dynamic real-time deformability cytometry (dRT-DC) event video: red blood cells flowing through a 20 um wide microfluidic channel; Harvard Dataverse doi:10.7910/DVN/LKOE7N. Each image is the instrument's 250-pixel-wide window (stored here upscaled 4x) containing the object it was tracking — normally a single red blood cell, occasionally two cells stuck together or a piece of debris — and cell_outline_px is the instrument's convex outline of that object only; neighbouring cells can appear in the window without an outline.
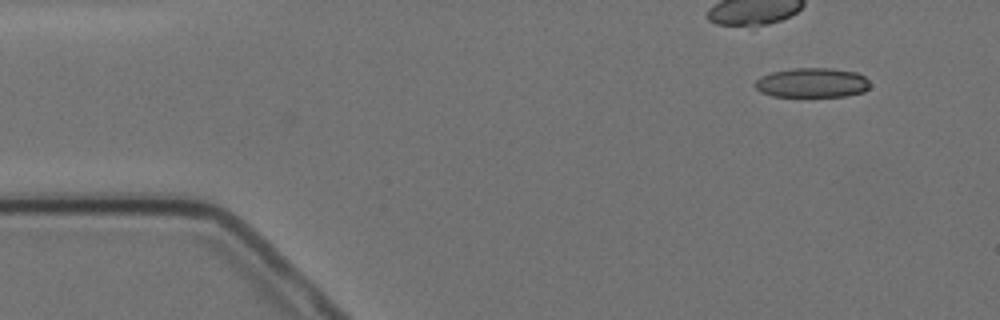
{"species": "Egyptian fruit bat (a non-hibernating species)", "species_latin": "Rousettus aegyptiacus", "temperature_condition": "cold", "stored_images_in_passage": 4, "camera_frame_rate_fps": 3000, "um_per_image_px": 0.085, "animal": {"sex": "female"}, "frame": {"image": 1, "passage_image": 1, "time_ms": 0.0, "image_size_px": [1000, 320], "cell_outline_px": [[868, 88], [864, 92], [844, 96], [812, 100], [772, 96], [760, 92], [752, 84], [760, 76], [772, 72], [792, 68], [832, 68], [856, 72], [864, 76], [868, 80]], "centroid_in_image_um": [68.98, 7.09], "position_along_channel_um": 16.0, "area_um2": 20.92}}